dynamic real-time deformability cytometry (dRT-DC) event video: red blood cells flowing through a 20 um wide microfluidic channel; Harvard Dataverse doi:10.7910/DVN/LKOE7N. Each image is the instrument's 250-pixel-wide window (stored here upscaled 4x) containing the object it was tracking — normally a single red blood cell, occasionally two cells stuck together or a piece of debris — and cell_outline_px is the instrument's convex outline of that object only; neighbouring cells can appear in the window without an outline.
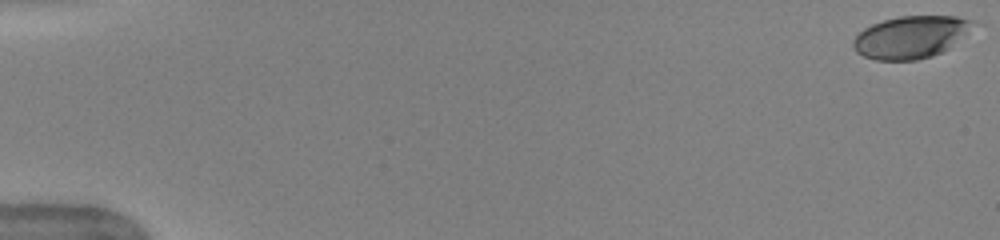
{"species": "human", "species_latin": "Homo sapiens", "temperature_condition": "warm", "stored_images_in_passage": 52, "camera_frame_rate_fps": 3000, "um_per_image_px": 0.085, "donor": {"sex": "female"}, "frame": {"image": 1, "passage_image": 1, "time_ms": 0.0, "image_size_px": [1000, 240], "cell_outline_px": [[972, 20], [948, 48], [932, 56], [916, 60], [876, 60], [864, 56], [856, 52], [852, 44], [852, 40], [864, 28], [872, 24], [884, 20], [900, 16], [956, 16]], "centroid_in_image_um": [77.25, 3.16], "position_along_channel_um": 7.7, "area_um2": 28.5}}
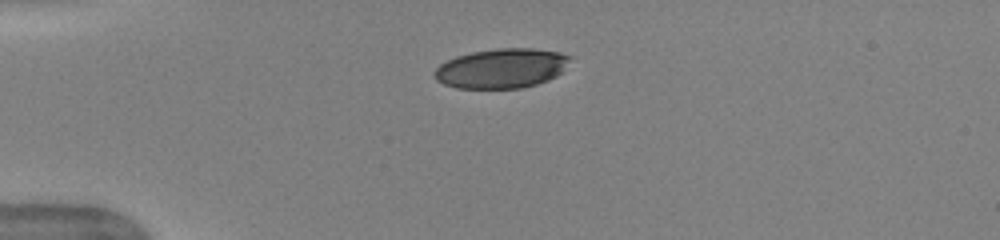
{"frame": {"image": 2, "passage_image": 14, "time_ms": 4.333, "image_size_px": [1000, 240], "cell_outline_px": [[572, 56], [560, 72], [556, 76], [548, 80], [536, 84], [520, 88], [456, 88], [444, 84], [436, 80], [432, 72], [440, 64], [456, 56], [472, 52], [496, 48], [532, 48], [560, 52]], "centroid_in_image_um": [42.6, 5.8], "position_along_channel_um": 42.4, "area_um2": 31.27}}
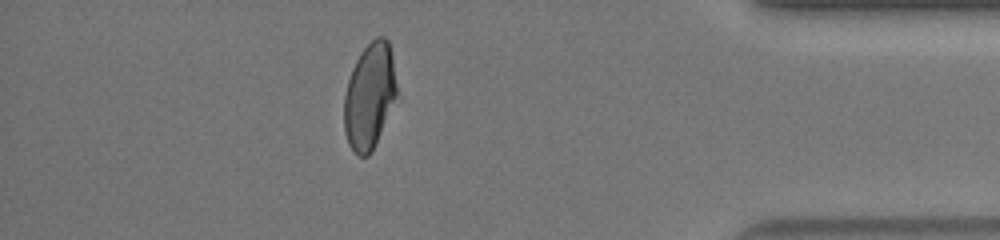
{"frame": {"image": 3, "passage_image": 46, "time_ms": 15.0, "image_size_px": [1000, 240], "cell_outline_px": [[400, 100], [372, 152], [368, 156], [360, 156], [348, 144], [344, 128], [344, 96], [348, 80], [352, 68], [360, 52], [376, 36], [384, 36], [388, 40], [392, 52]], "centroid_in_image_um": [31.48, 8.18], "position_along_channel_um": 403.7, "area_um2": 33.76}, "authors_computed_cell_mechanics": {"area_um2": 33.9864, "velocity_mm_per_s": 4.0168, "shape_relaxation_time_tau1_ms": 6.2106, "shape_relaxation_time_tau2_ms": 1.072, "deformation_change_tau1": 0.186, "deformation_change_tau2": 0.0637}}